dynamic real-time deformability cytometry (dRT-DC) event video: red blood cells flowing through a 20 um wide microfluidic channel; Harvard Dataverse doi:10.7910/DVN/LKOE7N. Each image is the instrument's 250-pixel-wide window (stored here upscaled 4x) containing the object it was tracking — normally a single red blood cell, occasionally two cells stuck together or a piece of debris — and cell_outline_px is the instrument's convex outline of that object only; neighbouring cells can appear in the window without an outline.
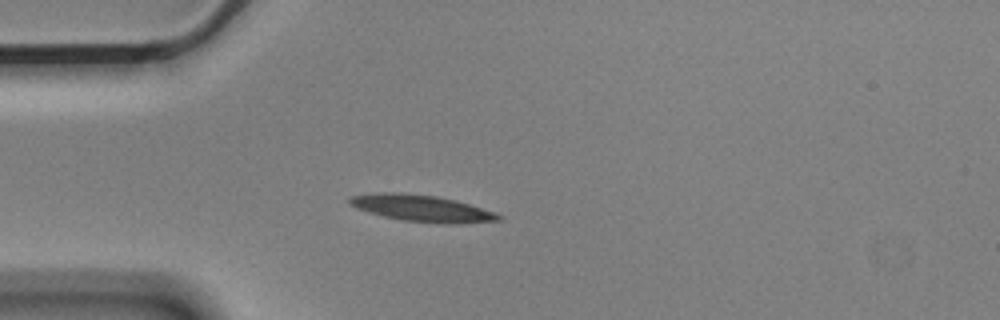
{"species": "Egyptian fruit bat (a non-hibernating species)", "species_latin": "Rousettus aegyptiacus", "temperature_condition": "cold", "stored_images_in_passage": 3, "camera_frame_rate_fps": 3000, "um_per_image_px": 0.085, "animal": {"sex": "male"}, "frame": {"image": 1, "passage_image": 3, "time_ms": 0.667, "image_size_px": [1000, 320], "cell_outline_px": [[504, 216], [500, 220], [460, 224], [444, 224], [400, 220], [368, 212], [356, 208], [348, 204], [348, 200], [352, 196], [380, 192], [400, 192], [436, 196], [456, 200], [496, 212]], "centroid_in_image_um": [35.88, 17.71], "position_along_channel_um": 49.1, "area_um2": 23.29}}